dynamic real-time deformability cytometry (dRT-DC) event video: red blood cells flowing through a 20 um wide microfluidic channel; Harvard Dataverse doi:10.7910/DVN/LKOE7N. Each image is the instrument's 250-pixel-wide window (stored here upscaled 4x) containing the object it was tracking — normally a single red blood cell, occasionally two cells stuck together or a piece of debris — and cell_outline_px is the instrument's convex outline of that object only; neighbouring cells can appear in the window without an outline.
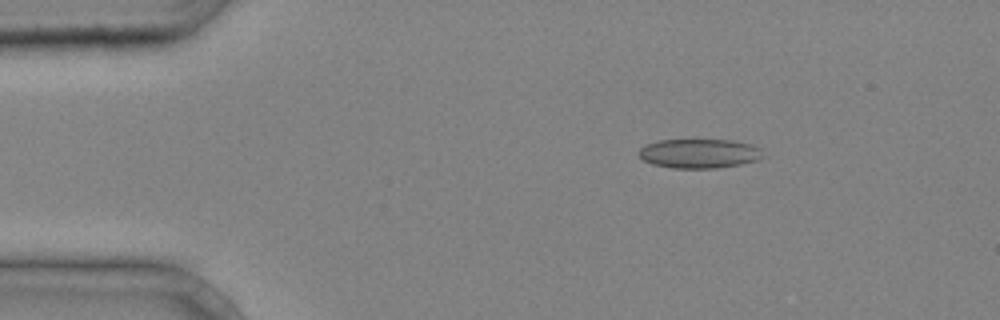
{"species": "common noctule bat (a hibernating species)", "species_latin": "Nyctalus noctula", "temperature_condition": "cold", "stored_images_in_passage": 35, "camera_frame_rate_fps": 3000, "um_per_image_px": 0.085, "animal": {"sex": "male", "body_mass_g": 20.4}, "frame": {"image": 1, "passage_image": 1, "time_ms": 0.0, "image_size_px": [1000, 320], "cell_outline_px": [[768, 156], [760, 160], [740, 164], [716, 168], [672, 168], [652, 164], [644, 160], [636, 152], [644, 144], [660, 140], [732, 140], [752, 144], [760, 148]], "centroid_in_image_um": [59.48, 13.04], "position_along_channel_um": 25.5, "area_um2": 21.56}}
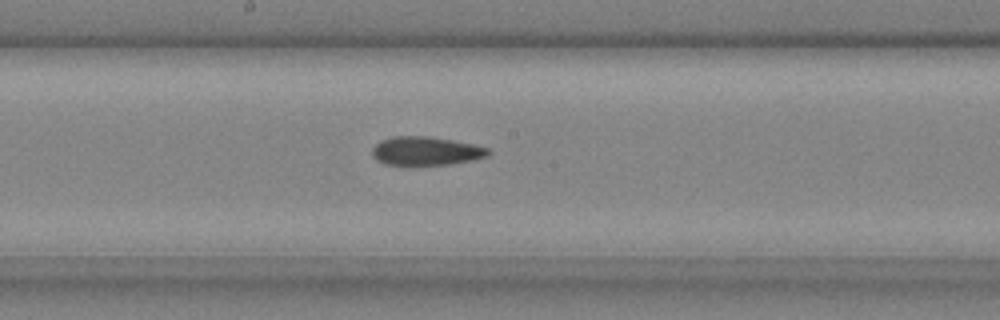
{"frame": {"image": 2, "passage_image": 17, "time_ms": 5.333, "image_size_px": [1000, 320], "cell_outline_px": [[492, 152], [488, 156], [472, 160], [448, 164], [384, 164], [376, 160], [372, 156], [372, 148], [380, 140], [392, 136], [428, 136], [452, 140], [472, 144], [488, 148]], "centroid_in_image_um": [36.18, 12.82], "position_along_channel_um": 212.0, "area_um2": 19.25}}
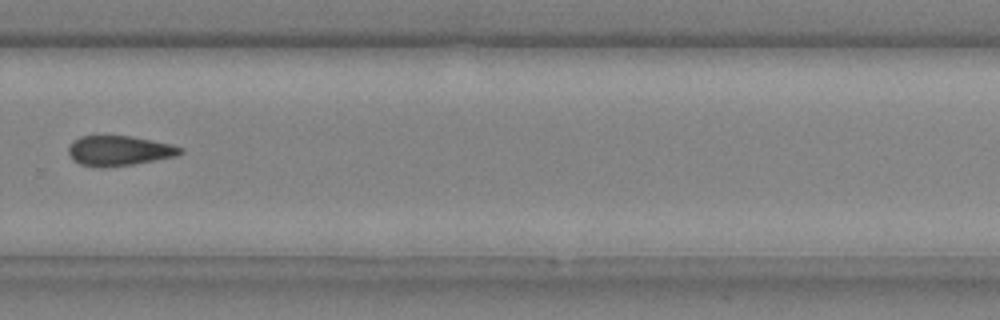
{"frame": {"image": 3, "passage_image": 24, "time_ms": 7.667, "image_size_px": [1000, 320], "cell_outline_px": [[184, 152], [176, 156], [132, 164], [100, 168], [80, 164], [72, 160], [68, 152], [68, 148], [72, 140], [80, 136], [132, 136], [172, 144], [184, 148]], "centroid_in_image_um": [10.11, 12.81], "position_along_channel_um": 319.7, "area_um2": 19.65}}